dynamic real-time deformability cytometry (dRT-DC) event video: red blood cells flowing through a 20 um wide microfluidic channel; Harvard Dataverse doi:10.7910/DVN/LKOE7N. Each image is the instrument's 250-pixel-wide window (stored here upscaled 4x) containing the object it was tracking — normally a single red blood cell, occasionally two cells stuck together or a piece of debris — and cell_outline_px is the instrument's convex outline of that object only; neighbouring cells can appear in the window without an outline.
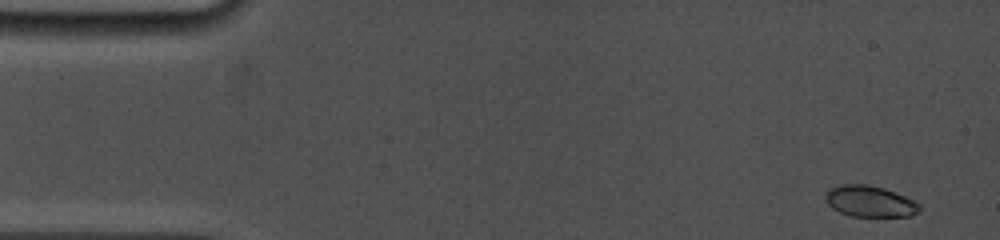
{"species": "common noctule bat (a hibernating species)", "species_latin": "Nyctalus noctula", "temperature_condition": "cold", "stored_images_in_passage": 80, "camera_frame_rate_fps": 5000, "um_per_image_px": 0.085, "animal": {"sex": "female", "body_mass_g": 19.0, "forearm_length_mm": 53.3}, "frame": {"image": 1, "passage_image": 1, "time_ms": 0.0, "image_size_px": [1000, 240], "cell_outline_px": [[920, 212], [912, 216], [848, 216], [832, 208], [828, 204], [824, 196], [832, 188], [840, 184], [868, 184], [884, 188], [904, 196], [920, 204]], "centroid_in_image_um": [73.95, 17.12], "position_along_channel_um": 11.1, "area_um2": 17.05}}
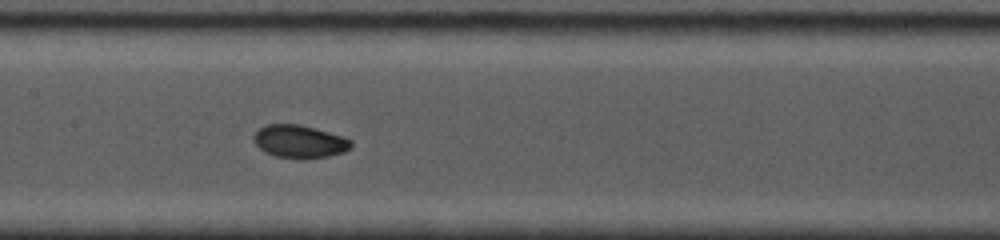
{"frame": {"image": 2, "passage_image": 32, "time_ms": 7.4, "image_size_px": [1000, 240], "cell_outline_px": [[352, 148], [344, 152], [328, 156], [304, 160], [296, 160], [276, 156], [264, 152], [252, 140], [252, 136], [260, 128], [268, 124], [300, 124], [316, 128], [344, 136], [352, 140]], "centroid_in_image_um": [25.48, 12.04], "position_along_channel_um": 181.9, "area_um2": 19.13}}
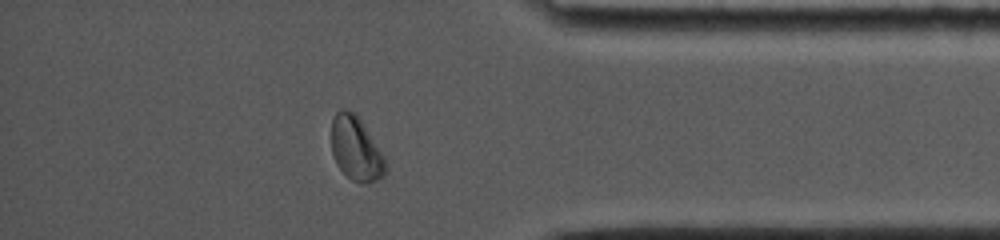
{"frame": {"image": 3, "passage_image": 67, "time_ms": 13.4, "image_size_px": [1000, 240], "cell_outline_px": [[384, 176], [376, 180], [364, 184], [352, 180], [336, 164], [332, 152], [332, 120], [336, 112], [340, 108], [344, 108], [356, 112], [384, 156]], "centroid_in_image_um": [30.24, 12.6], "position_along_channel_um": 405.0, "area_um2": 20.0}, "authors_computed_cell_mechanics": {"area_um2": 18.207, "velocity_mm_per_s": 3.8638, "shape_relaxation_time_tau1_ms": 3.2574, "shape_relaxation_time_tau2_ms": 2.2869, "deformation_change_tau1": 0.1206, "deformation_change_tau2": 0.0379}}